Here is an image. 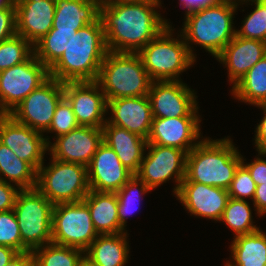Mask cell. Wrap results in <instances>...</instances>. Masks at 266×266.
I'll return each mask as SVG.
<instances>
[{"mask_svg":"<svg viewBox=\"0 0 266 266\" xmlns=\"http://www.w3.org/2000/svg\"><path fill=\"white\" fill-rule=\"evenodd\" d=\"M176 198L191 215L219 221L229 200L227 189L182 181Z\"/></svg>","mask_w":266,"mask_h":266,"instance_id":"obj_18","label":"cell"},{"mask_svg":"<svg viewBox=\"0 0 266 266\" xmlns=\"http://www.w3.org/2000/svg\"><path fill=\"white\" fill-rule=\"evenodd\" d=\"M17 34L16 9L0 10V42Z\"/></svg>","mask_w":266,"mask_h":266,"instance_id":"obj_39","label":"cell"},{"mask_svg":"<svg viewBox=\"0 0 266 266\" xmlns=\"http://www.w3.org/2000/svg\"><path fill=\"white\" fill-rule=\"evenodd\" d=\"M181 7L185 8V13H188L190 11L204 8L210 5H215L223 0H179Z\"/></svg>","mask_w":266,"mask_h":266,"instance_id":"obj_44","label":"cell"},{"mask_svg":"<svg viewBox=\"0 0 266 266\" xmlns=\"http://www.w3.org/2000/svg\"><path fill=\"white\" fill-rule=\"evenodd\" d=\"M33 53V45L21 35L0 42V72L25 62Z\"/></svg>","mask_w":266,"mask_h":266,"instance_id":"obj_34","label":"cell"},{"mask_svg":"<svg viewBox=\"0 0 266 266\" xmlns=\"http://www.w3.org/2000/svg\"><path fill=\"white\" fill-rule=\"evenodd\" d=\"M18 252L7 246H0V266H6Z\"/></svg>","mask_w":266,"mask_h":266,"instance_id":"obj_46","label":"cell"},{"mask_svg":"<svg viewBox=\"0 0 266 266\" xmlns=\"http://www.w3.org/2000/svg\"><path fill=\"white\" fill-rule=\"evenodd\" d=\"M50 138L17 122L11 115L0 117V143L11 149L20 160L28 162L36 171L44 163Z\"/></svg>","mask_w":266,"mask_h":266,"instance_id":"obj_14","label":"cell"},{"mask_svg":"<svg viewBox=\"0 0 266 266\" xmlns=\"http://www.w3.org/2000/svg\"><path fill=\"white\" fill-rule=\"evenodd\" d=\"M64 97L80 126L102 128L107 118V100L97 81L65 82Z\"/></svg>","mask_w":266,"mask_h":266,"instance_id":"obj_15","label":"cell"},{"mask_svg":"<svg viewBox=\"0 0 266 266\" xmlns=\"http://www.w3.org/2000/svg\"><path fill=\"white\" fill-rule=\"evenodd\" d=\"M51 162V163H50ZM37 170L36 188L53 204L79 202L89 192L87 167L51 157Z\"/></svg>","mask_w":266,"mask_h":266,"instance_id":"obj_8","label":"cell"},{"mask_svg":"<svg viewBox=\"0 0 266 266\" xmlns=\"http://www.w3.org/2000/svg\"><path fill=\"white\" fill-rule=\"evenodd\" d=\"M97 82L108 101L148 95L152 80L138 53L108 51Z\"/></svg>","mask_w":266,"mask_h":266,"instance_id":"obj_5","label":"cell"},{"mask_svg":"<svg viewBox=\"0 0 266 266\" xmlns=\"http://www.w3.org/2000/svg\"><path fill=\"white\" fill-rule=\"evenodd\" d=\"M81 266H95L92 263H90L86 258L83 259Z\"/></svg>","mask_w":266,"mask_h":266,"instance_id":"obj_49","label":"cell"},{"mask_svg":"<svg viewBox=\"0 0 266 266\" xmlns=\"http://www.w3.org/2000/svg\"><path fill=\"white\" fill-rule=\"evenodd\" d=\"M98 235L89 208L83 200L53 206L52 243L85 252Z\"/></svg>","mask_w":266,"mask_h":266,"instance_id":"obj_9","label":"cell"},{"mask_svg":"<svg viewBox=\"0 0 266 266\" xmlns=\"http://www.w3.org/2000/svg\"><path fill=\"white\" fill-rule=\"evenodd\" d=\"M249 5H255L254 10L242 21L240 30L236 29V36L266 42V1L252 0Z\"/></svg>","mask_w":266,"mask_h":266,"instance_id":"obj_35","label":"cell"},{"mask_svg":"<svg viewBox=\"0 0 266 266\" xmlns=\"http://www.w3.org/2000/svg\"><path fill=\"white\" fill-rule=\"evenodd\" d=\"M0 246L22 252V239L14 210L0 212Z\"/></svg>","mask_w":266,"mask_h":266,"instance_id":"obj_37","label":"cell"},{"mask_svg":"<svg viewBox=\"0 0 266 266\" xmlns=\"http://www.w3.org/2000/svg\"><path fill=\"white\" fill-rule=\"evenodd\" d=\"M79 126L71 104L63 97L56 106L51 125L46 133H55V137H58L67 134Z\"/></svg>","mask_w":266,"mask_h":266,"instance_id":"obj_36","label":"cell"},{"mask_svg":"<svg viewBox=\"0 0 266 266\" xmlns=\"http://www.w3.org/2000/svg\"><path fill=\"white\" fill-rule=\"evenodd\" d=\"M150 191L151 189L134 175L119 191L116 192L118 198V219L120 225L124 229L127 226L128 215H131L136 211L137 208H135V206L140 204L138 202L141 201L140 199L143 197L142 194L145 195Z\"/></svg>","mask_w":266,"mask_h":266,"instance_id":"obj_33","label":"cell"},{"mask_svg":"<svg viewBox=\"0 0 266 266\" xmlns=\"http://www.w3.org/2000/svg\"><path fill=\"white\" fill-rule=\"evenodd\" d=\"M236 0L222 2L204 8L196 9L185 14L181 33L188 46L190 54L196 59L193 47L189 44L200 45L205 51L216 58L235 37L233 26L234 14L238 7Z\"/></svg>","mask_w":266,"mask_h":266,"instance_id":"obj_3","label":"cell"},{"mask_svg":"<svg viewBox=\"0 0 266 266\" xmlns=\"http://www.w3.org/2000/svg\"><path fill=\"white\" fill-rule=\"evenodd\" d=\"M232 95L249 105L266 103V54L234 86Z\"/></svg>","mask_w":266,"mask_h":266,"instance_id":"obj_28","label":"cell"},{"mask_svg":"<svg viewBox=\"0 0 266 266\" xmlns=\"http://www.w3.org/2000/svg\"><path fill=\"white\" fill-rule=\"evenodd\" d=\"M107 111L111 113V116L107 117L105 124L125 128L147 140L153 121L151 104L147 95L108 100Z\"/></svg>","mask_w":266,"mask_h":266,"instance_id":"obj_20","label":"cell"},{"mask_svg":"<svg viewBox=\"0 0 266 266\" xmlns=\"http://www.w3.org/2000/svg\"><path fill=\"white\" fill-rule=\"evenodd\" d=\"M195 90L180 81H152L148 98L153 117H200Z\"/></svg>","mask_w":266,"mask_h":266,"instance_id":"obj_13","label":"cell"},{"mask_svg":"<svg viewBox=\"0 0 266 266\" xmlns=\"http://www.w3.org/2000/svg\"><path fill=\"white\" fill-rule=\"evenodd\" d=\"M49 78V69L34 53L0 72V112L10 114L33 90Z\"/></svg>","mask_w":266,"mask_h":266,"instance_id":"obj_10","label":"cell"},{"mask_svg":"<svg viewBox=\"0 0 266 266\" xmlns=\"http://www.w3.org/2000/svg\"><path fill=\"white\" fill-rule=\"evenodd\" d=\"M248 1H252V0H239L238 5H241V4L243 5L244 3L246 4V3H248Z\"/></svg>","mask_w":266,"mask_h":266,"instance_id":"obj_50","label":"cell"},{"mask_svg":"<svg viewBox=\"0 0 266 266\" xmlns=\"http://www.w3.org/2000/svg\"><path fill=\"white\" fill-rule=\"evenodd\" d=\"M77 31L51 28L33 45L35 57L50 69L60 59Z\"/></svg>","mask_w":266,"mask_h":266,"instance_id":"obj_30","label":"cell"},{"mask_svg":"<svg viewBox=\"0 0 266 266\" xmlns=\"http://www.w3.org/2000/svg\"><path fill=\"white\" fill-rule=\"evenodd\" d=\"M256 107L263 110L264 116L256 127L254 145L257 148L256 151L266 153V103L257 105Z\"/></svg>","mask_w":266,"mask_h":266,"instance_id":"obj_42","label":"cell"},{"mask_svg":"<svg viewBox=\"0 0 266 266\" xmlns=\"http://www.w3.org/2000/svg\"><path fill=\"white\" fill-rule=\"evenodd\" d=\"M200 117H153L147 144L175 147L188 153L203 138Z\"/></svg>","mask_w":266,"mask_h":266,"instance_id":"obj_17","label":"cell"},{"mask_svg":"<svg viewBox=\"0 0 266 266\" xmlns=\"http://www.w3.org/2000/svg\"><path fill=\"white\" fill-rule=\"evenodd\" d=\"M160 7L161 0L101 4L100 20L108 51L138 53L156 38L170 25L158 13Z\"/></svg>","mask_w":266,"mask_h":266,"instance_id":"obj_1","label":"cell"},{"mask_svg":"<svg viewBox=\"0 0 266 266\" xmlns=\"http://www.w3.org/2000/svg\"><path fill=\"white\" fill-rule=\"evenodd\" d=\"M100 0H55L54 29L79 30L100 18Z\"/></svg>","mask_w":266,"mask_h":266,"instance_id":"obj_25","label":"cell"},{"mask_svg":"<svg viewBox=\"0 0 266 266\" xmlns=\"http://www.w3.org/2000/svg\"><path fill=\"white\" fill-rule=\"evenodd\" d=\"M20 189L0 179V212L12 210Z\"/></svg>","mask_w":266,"mask_h":266,"instance_id":"obj_41","label":"cell"},{"mask_svg":"<svg viewBox=\"0 0 266 266\" xmlns=\"http://www.w3.org/2000/svg\"><path fill=\"white\" fill-rule=\"evenodd\" d=\"M34 266H81L85 252L81 249L45 244L32 251Z\"/></svg>","mask_w":266,"mask_h":266,"instance_id":"obj_31","label":"cell"},{"mask_svg":"<svg viewBox=\"0 0 266 266\" xmlns=\"http://www.w3.org/2000/svg\"><path fill=\"white\" fill-rule=\"evenodd\" d=\"M231 259L224 266H266V233L261 229L234 237Z\"/></svg>","mask_w":266,"mask_h":266,"instance_id":"obj_27","label":"cell"},{"mask_svg":"<svg viewBox=\"0 0 266 266\" xmlns=\"http://www.w3.org/2000/svg\"><path fill=\"white\" fill-rule=\"evenodd\" d=\"M63 97L64 83L49 77L9 115L17 122L44 134L49 129L56 106Z\"/></svg>","mask_w":266,"mask_h":266,"instance_id":"obj_12","label":"cell"},{"mask_svg":"<svg viewBox=\"0 0 266 266\" xmlns=\"http://www.w3.org/2000/svg\"><path fill=\"white\" fill-rule=\"evenodd\" d=\"M48 144V154L64 162L88 166L98 147L103 142L102 128L79 126L67 134L55 137Z\"/></svg>","mask_w":266,"mask_h":266,"instance_id":"obj_16","label":"cell"},{"mask_svg":"<svg viewBox=\"0 0 266 266\" xmlns=\"http://www.w3.org/2000/svg\"><path fill=\"white\" fill-rule=\"evenodd\" d=\"M229 136L223 139L203 138L186 157V176L183 181L228 189L242 155Z\"/></svg>","mask_w":266,"mask_h":266,"instance_id":"obj_4","label":"cell"},{"mask_svg":"<svg viewBox=\"0 0 266 266\" xmlns=\"http://www.w3.org/2000/svg\"><path fill=\"white\" fill-rule=\"evenodd\" d=\"M128 235H98L85 251V258L95 266H125L130 254Z\"/></svg>","mask_w":266,"mask_h":266,"instance_id":"obj_26","label":"cell"},{"mask_svg":"<svg viewBox=\"0 0 266 266\" xmlns=\"http://www.w3.org/2000/svg\"><path fill=\"white\" fill-rule=\"evenodd\" d=\"M6 266H34L33 254L31 251L20 252Z\"/></svg>","mask_w":266,"mask_h":266,"instance_id":"obj_45","label":"cell"},{"mask_svg":"<svg viewBox=\"0 0 266 266\" xmlns=\"http://www.w3.org/2000/svg\"><path fill=\"white\" fill-rule=\"evenodd\" d=\"M134 174L118 158L116 152L102 142L87 166L90 190L117 192Z\"/></svg>","mask_w":266,"mask_h":266,"instance_id":"obj_19","label":"cell"},{"mask_svg":"<svg viewBox=\"0 0 266 266\" xmlns=\"http://www.w3.org/2000/svg\"><path fill=\"white\" fill-rule=\"evenodd\" d=\"M253 220L248 201L229 198L220 222H225V225L233 231L234 237H236L260 230V227L253 224L255 223Z\"/></svg>","mask_w":266,"mask_h":266,"instance_id":"obj_32","label":"cell"},{"mask_svg":"<svg viewBox=\"0 0 266 266\" xmlns=\"http://www.w3.org/2000/svg\"><path fill=\"white\" fill-rule=\"evenodd\" d=\"M258 157L251 161V163H245V159L242 155V164L248 169L252 179L256 185L266 183V153L258 151ZM263 157V158H261Z\"/></svg>","mask_w":266,"mask_h":266,"instance_id":"obj_40","label":"cell"},{"mask_svg":"<svg viewBox=\"0 0 266 266\" xmlns=\"http://www.w3.org/2000/svg\"><path fill=\"white\" fill-rule=\"evenodd\" d=\"M101 4H116V3H140L152 0H100Z\"/></svg>","mask_w":266,"mask_h":266,"instance_id":"obj_47","label":"cell"},{"mask_svg":"<svg viewBox=\"0 0 266 266\" xmlns=\"http://www.w3.org/2000/svg\"><path fill=\"white\" fill-rule=\"evenodd\" d=\"M255 190L256 184L254 180L248 169L241 163L227 189L229 197L238 200H245L247 198L253 200Z\"/></svg>","mask_w":266,"mask_h":266,"instance_id":"obj_38","label":"cell"},{"mask_svg":"<svg viewBox=\"0 0 266 266\" xmlns=\"http://www.w3.org/2000/svg\"><path fill=\"white\" fill-rule=\"evenodd\" d=\"M147 154L143 156L138 172L135 174L151 190L173 179L176 196L181 182L186 176V157L184 150L175 147L147 144Z\"/></svg>","mask_w":266,"mask_h":266,"instance_id":"obj_11","label":"cell"},{"mask_svg":"<svg viewBox=\"0 0 266 266\" xmlns=\"http://www.w3.org/2000/svg\"><path fill=\"white\" fill-rule=\"evenodd\" d=\"M253 207L259 217L266 215V183L256 185L253 197Z\"/></svg>","mask_w":266,"mask_h":266,"instance_id":"obj_43","label":"cell"},{"mask_svg":"<svg viewBox=\"0 0 266 266\" xmlns=\"http://www.w3.org/2000/svg\"><path fill=\"white\" fill-rule=\"evenodd\" d=\"M16 31L32 45L53 26L55 0H16Z\"/></svg>","mask_w":266,"mask_h":266,"instance_id":"obj_21","label":"cell"},{"mask_svg":"<svg viewBox=\"0 0 266 266\" xmlns=\"http://www.w3.org/2000/svg\"><path fill=\"white\" fill-rule=\"evenodd\" d=\"M83 201L87 204L96 232L99 235L127 232L118 219V198L116 192L89 190Z\"/></svg>","mask_w":266,"mask_h":266,"instance_id":"obj_24","label":"cell"},{"mask_svg":"<svg viewBox=\"0 0 266 266\" xmlns=\"http://www.w3.org/2000/svg\"><path fill=\"white\" fill-rule=\"evenodd\" d=\"M108 52L100 18L79 29L60 59L49 69V77L65 82L97 81Z\"/></svg>","mask_w":266,"mask_h":266,"instance_id":"obj_2","label":"cell"},{"mask_svg":"<svg viewBox=\"0 0 266 266\" xmlns=\"http://www.w3.org/2000/svg\"><path fill=\"white\" fill-rule=\"evenodd\" d=\"M266 54V42L235 37L216 57L227 68L229 82L234 86Z\"/></svg>","mask_w":266,"mask_h":266,"instance_id":"obj_22","label":"cell"},{"mask_svg":"<svg viewBox=\"0 0 266 266\" xmlns=\"http://www.w3.org/2000/svg\"><path fill=\"white\" fill-rule=\"evenodd\" d=\"M174 30L167 26L138 52L152 81H180V74L196 62L182 34L173 38Z\"/></svg>","mask_w":266,"mask_h":266,"instance_id":"obj_6","label":"cell"},{"mask_svg":"<svg viewBox=\"0 0 266 266\" xmlns=\"http://www.w3.org/2000/svg\"><path fill=\"white\" fill-rule=\"evenodd\" d=\"M53 204L37 189L20 190L13 210L22 239V252L52 243Z\"/></svg>","mask_w":266,"mask_h":266,"instance_id":"obj_7","label":"cell"},{"mask_svg":"<svg viewBox=\"0 0 266 266\" xmlns=\"http://www.w3.org/2000/svg\"><path fill=\"white\" fill-rule=\"evenodd\" d=\"M102 131L103 142L116 152L122 164L135 175L146 154L147 140L113 124H104Z\"/></svg>","mask_w":266,"mask_h":266,"instance_id":"obj_23","label":"cell"},{"mask_svg":"<svg viewBox=\"0 0 266 266\" xmlns=\"http://www.w3.org/2000/svg\"><path fill=\"white\" fill-rule=\"evenodd\" d=\"M0 179L9 184L14 183L20 190L32 189L36 188L37 171L0 143Z\"/></svg>","mask_w":266,"mask_h":266,"instance_id":"obj_29","label":"cell"},{"mask_svg":"<svg viewBox=\"0 0 266 266\" xmlns=\"http://www.w3.org/2000/svg\"><path fill=\"white\" fill-rule=\"evenodd\" d=\"M16 0H0V10L2 9H16Z\"/></svg>","mask_w":266,"mask_h":266,"instance_id":"obj_48","label":"cell"}]
</instances>
